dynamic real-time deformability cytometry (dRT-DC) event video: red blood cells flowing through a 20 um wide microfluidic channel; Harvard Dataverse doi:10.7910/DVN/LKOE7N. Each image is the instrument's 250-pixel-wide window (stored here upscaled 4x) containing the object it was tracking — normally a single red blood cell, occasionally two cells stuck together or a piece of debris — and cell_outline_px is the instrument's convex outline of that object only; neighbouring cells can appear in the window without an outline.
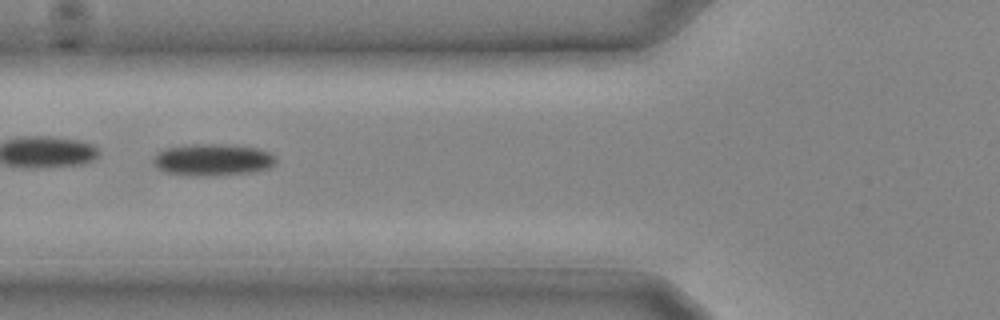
{"species": "common noctule bat (a hibernating species)", "species_latin": "Nyctalus noctula", "temperature_condition": "cold", "stored_images_in_passage": 10, "camera_frame_rate_fps": 3000, "um_per_image_px": 0.085, "animal": {"sex": "male", "body_mass_g": 20.4}, "frame": {"image": 1, "passage_image": 7, "time_ms": 2.0, "image_size_px": [1000, 320], "cell_outline_px": [[276, 164], [268, 168], [252, 172], [204, 176], [164, 172], [152, 160], [156, 152], [168, 148], [192, 144], [228, 144], [256, 148], [268, 152], [276, 156]], "centroid_in_image_um": [18.11, 13.57], "position_along_channel_um": 107.7, "area_um2": 22.54}}
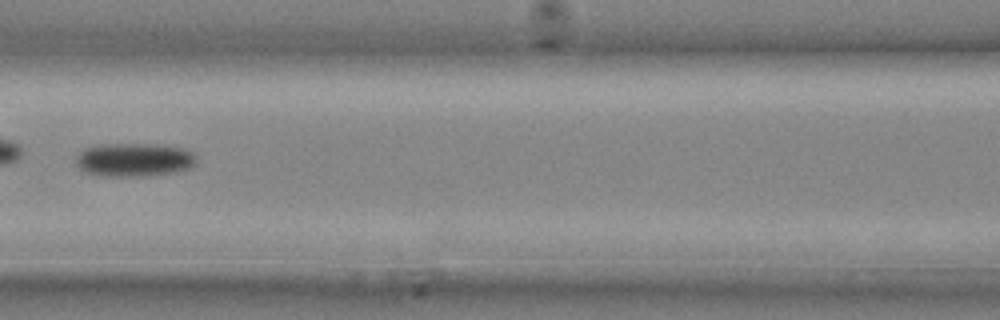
{"frame": {"image": 2, "passage_image": 9, "time_ms": 2.667, "image_size_px": [1000, 320], "cell_outline_px": [[196, 164], [188, 168], [168, 172], [136, 176], [108, 176], [88, 172], [80, 168], [76, 164], [76, 156], [84, 148], [100, 144], [152, 144], [180, 148], [192, 152], [196, 156]], "centroid_in_image_um": [11.36, 13.56], "position_along_channel_um": 155.2, "area_um2": 23.0}}